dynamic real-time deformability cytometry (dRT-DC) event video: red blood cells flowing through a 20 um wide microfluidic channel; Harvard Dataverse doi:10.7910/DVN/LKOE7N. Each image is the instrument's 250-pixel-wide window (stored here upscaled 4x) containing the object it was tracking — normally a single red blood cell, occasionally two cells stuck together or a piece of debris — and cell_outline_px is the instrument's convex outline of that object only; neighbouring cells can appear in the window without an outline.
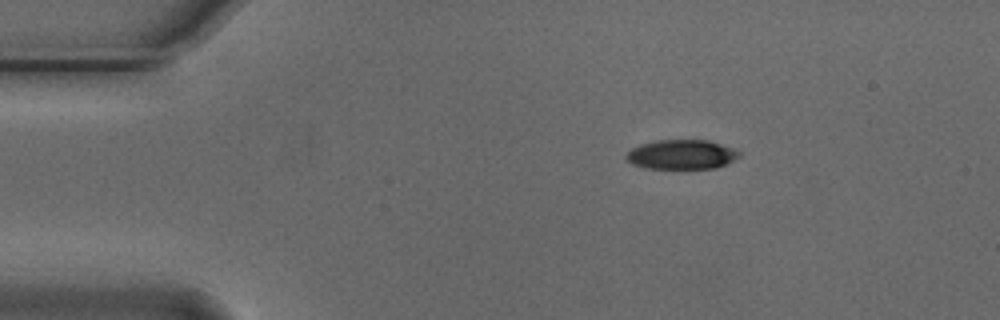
{"species": "Egyptian fruit bat (a non-hibernating species)", "species_latin": "Rousettus aegyptiacus", "temperature_condition": "cold", "stored_images_in_passage": 3, "camera_frame_rate_fps": 3000, "um_per_image_px": 0.085, "animal": {"sex": "male"}, "frame": {"image": 1, "passage_image": 1, "time_ms": 0.0, "image_size_px": [1000, 320], "cell_outline_px": [[740, 156], [716, 168], [648, 168], [632, 164], [624, 156], [632, 148], [640, 144], [656, 140], [708, 140], [732, 148], [740, 152]], "centroid_in_image_um": [57.91, 13.12], "position_along_channel_um": 27.1, "area_um2": 19.19}}
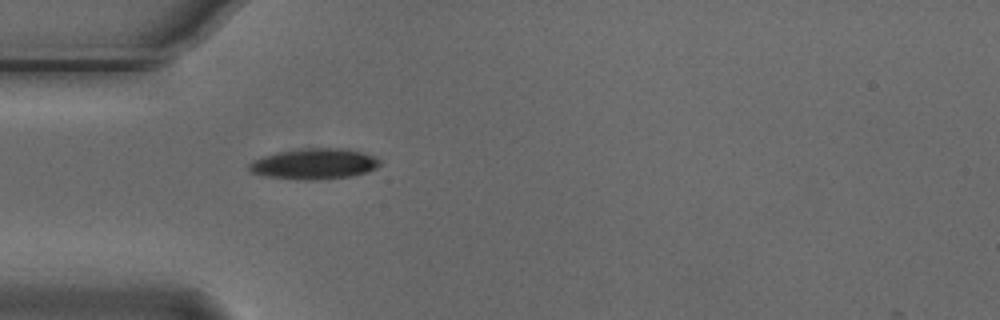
{"frame": {"image": 2, "passage_image": 3, "time_ms": 0.667, "image_size_px": [1000, 320], "cell_outline_px": [[380, 164], [376, 168], [368, 172], [348, 176], [316, 180], [304, 180], [268, 176], [252, 172], [248, 168], [248, 164], [252, 160], [276, 152], [300, 148], [348, 148], [376, 156], [380, 160]], "centroid_in_image_um": [26.73, 13.91], "position_along_channel_um": 58.3, "area_um2": 23.47}}